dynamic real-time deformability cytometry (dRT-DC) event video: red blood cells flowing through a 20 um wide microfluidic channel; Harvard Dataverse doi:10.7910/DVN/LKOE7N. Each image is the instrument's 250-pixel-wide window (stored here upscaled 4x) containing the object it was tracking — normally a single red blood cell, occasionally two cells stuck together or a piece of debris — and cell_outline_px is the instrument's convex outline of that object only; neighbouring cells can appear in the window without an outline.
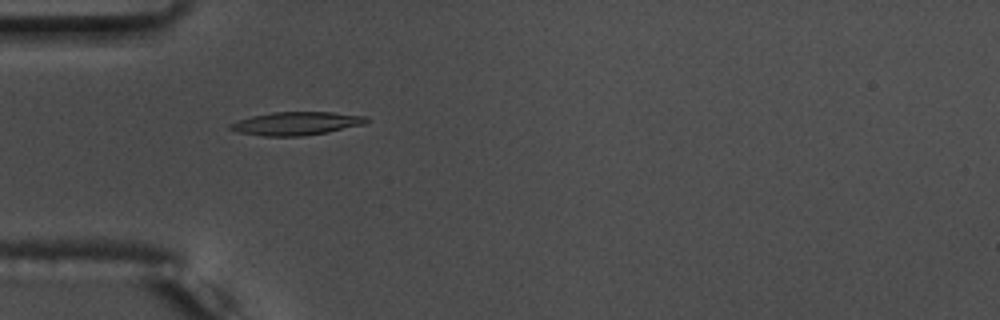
{"species": "common noctule bat (a hibernating species)", "species_latin": "Nyctalus noctula", "temperature_condition": "warm", "stored_images_in_passage": 56, "camera_frame_rate_fps": 3000, "um_per_image_px": 0.085, "animal": {"sex": "male", "body_mass_g": 17.5, "forearm_length_mm": 52.3}, "frame": {"image": 1, "passage_image": 18, "time_ms": 5.667, "image_size_px": [1000, 320], "cell_outline_px": [[372, 120], [364, 124], [328, 132], [300, 136], [264, 136], [236, 132], [228, 128], [228, 124], [236, 120], [252, 116], [272, 112], [332, 112], [368, 116]], "centroid_in_image_um": [25.18, 10.49], "position_along_channel_um": 59.8, "area_um2": 18.67}}
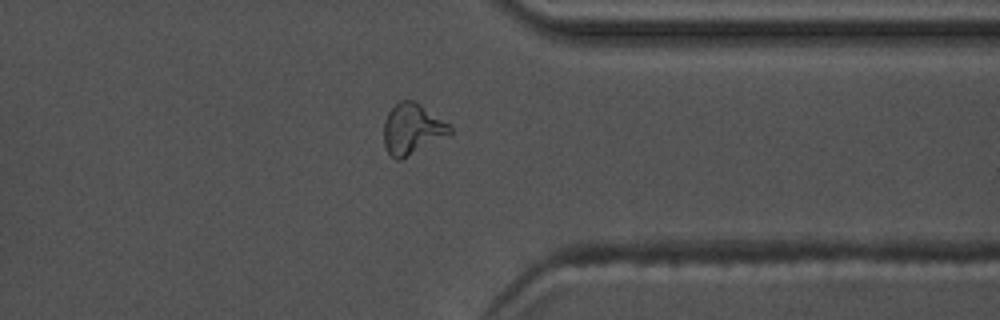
{"frame": {"image": 2, "passage_image": 44, "time_ms": 14.333, "image_size_px": [1000, 320], "cell_outline_px": [[452, 132], [400, 160], [396, 160], [388, 152], [384, 144], [384, 120], [388, 112], [400, 100], [412, 100], [420, 104], [452, 124]], "centroid_in_image_um": [35.04, 10.94], "position_along_channel_um": 376.4, "area_um2": 19.31}}
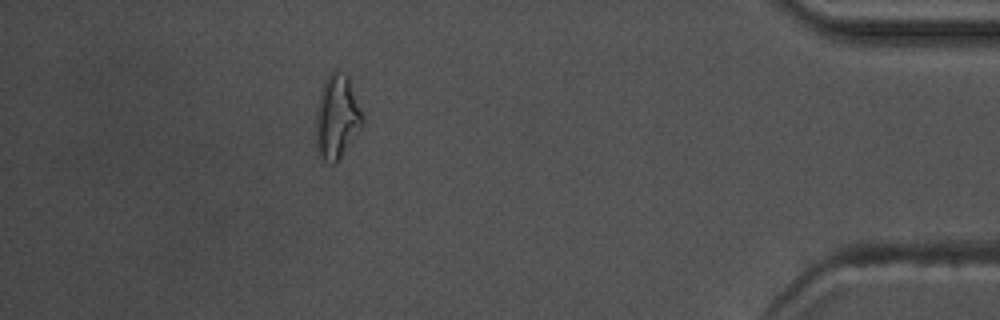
{"frame": {"image": 3, "passage_image": 50, "time_ms": 16.333, "image_size_px": [1000, 320], "cell_outline_px": [[364, 120], [360, 128], [336, 164], [328, 164], [320, 156], [316, 148], [316, 104], [324, 80], [336, 68], [348, 76], [364, 116]], "centroid_in_image_um": [28.62, 9.93], "position_along_channel_um": 406.6, "area_um2": 22.95}, "authors_computed_cell_mechanics": {"area_um2": 17.6001, "velocity_mm_per_s": 3.7451, "shape_relaxation_time_tau1_ms": 3.4741, "shape_relaxation_time_tau2_ms": 4.3199, "deformation_change_tau1": 0.1697, "deformation_change_tau2": 0.1436}}